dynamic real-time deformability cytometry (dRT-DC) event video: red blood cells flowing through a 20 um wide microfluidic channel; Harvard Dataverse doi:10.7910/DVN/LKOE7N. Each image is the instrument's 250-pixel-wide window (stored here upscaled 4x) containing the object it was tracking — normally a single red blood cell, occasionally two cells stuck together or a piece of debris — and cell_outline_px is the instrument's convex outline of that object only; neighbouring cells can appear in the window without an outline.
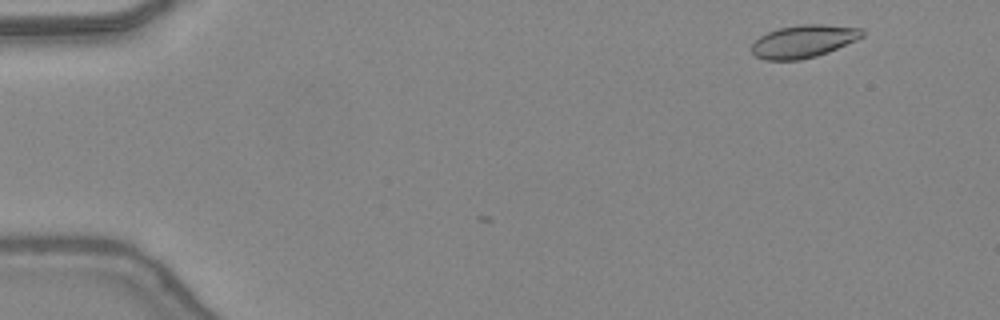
{"species": "common noctule bat (a hibernating species)", "species_latin": "Nyctalus noctula", "temperature_condition": "warm", "stored_images_in_passage": 3, "camera_frame_rate_fps": 3000, "um_per_image_px": 0.085, "animal": {"sex": "female", "body_mass_g": 24.6, "forearm_length_mm": 56.2}, "frame": {"image": 1, "passage_image": 1, "time_ms": 0.0, "image_size_px": [1000, 320], "cell_outline_px": [[864, 36], [856, 40], [828, 52], [816, 56], [800, 60], [764, 60], [756, 56], [752, 52], [752, 44], [760, 36], [768, 32], [780, 28], [800, 24], [824, 24], [860, 28], [864, 32]], "centroid_in_image_um": [68.3, 3.51], "position_along_channel_um": 16.7, "area_um2": 20.98}}